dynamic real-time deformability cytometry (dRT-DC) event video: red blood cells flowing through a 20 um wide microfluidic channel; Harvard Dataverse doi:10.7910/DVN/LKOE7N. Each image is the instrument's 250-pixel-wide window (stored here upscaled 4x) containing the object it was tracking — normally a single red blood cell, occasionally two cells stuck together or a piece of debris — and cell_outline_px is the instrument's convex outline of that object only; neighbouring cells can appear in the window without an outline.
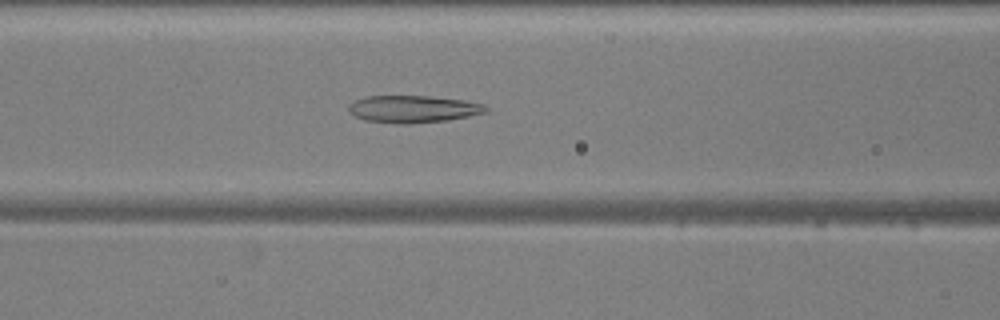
{"species": "common noctule bat (a hibernating species)", "species_latin": "Nyctalus noctula", "temperature_condition": "warm", "stored_images_in_passage": 38, "camera_frame_rate_fps": 3000, "um_per_image_px": 0.085, "animal": {"sex": "male", "body_mass_g": 20.5, "forearm_length_mm": 52.5}, "frame": {"image": 1, "passage_image": 6, "time_ms": 1.667, "image_size_px": [1000, 320], "cell_outline_px": [[488, 112], [448, 120], [408, 124], [400, 124], [364, 120], [348, 112], [348, 104], [364, 96], [428, 96], [464, 100], [484, 104], [488, 108]], "centroid_in_image_um": [35.1, 9.27], "position_along_channel_um": 131.5, "area_um2": 21.85}}
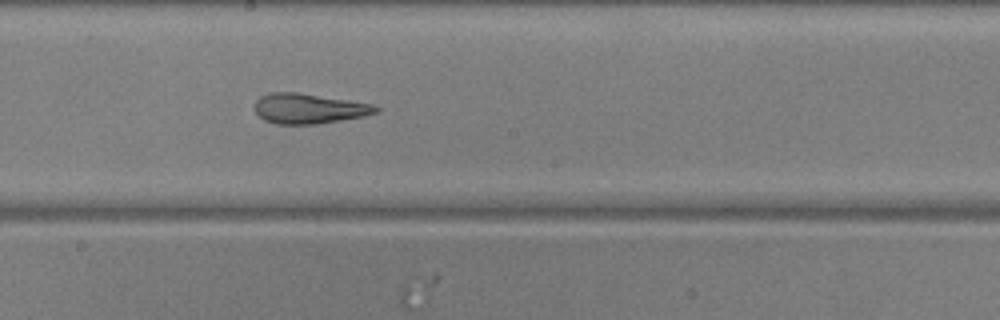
{"frame": {"image": 2, "passage_image": 13, "time_ms": 4.0, "image_size_px": [1000, 320], "cell_outline_px": [[380, 112], [364, 116], [316, 124], [276, 124], [264, 120], [256, 112], [256, 100], [260, 96], [272, 92], [296, 92], [348, 100], [372, 104], [380, 108]], "centroid_in_image_um": [26.27, 9.23], "position_along_channel_um": 221.9, "area_um2": 21.1}}
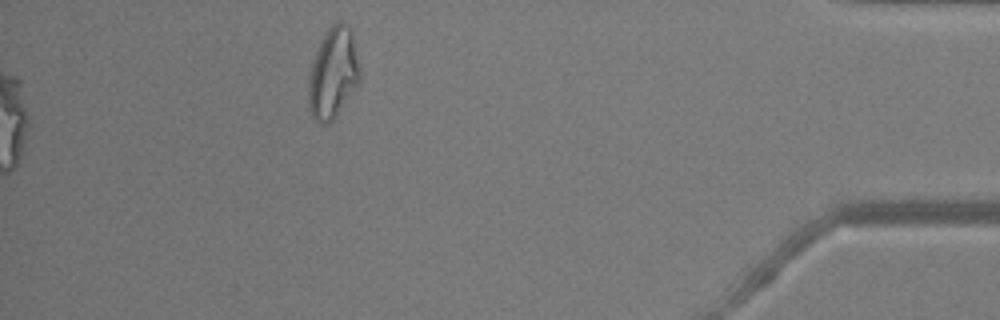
{"frame": {"image": 3, "passage_image": 38, "time_ms": 12.333, "image_size_px": [1000, 320], "cell_outline_px": [[360, 80], [336, 116], [332, 120], [324, 124], [320, 124], [312, 116], [308, 104], [308, 84], [312, 64], [320, 40], [324, 32], [336, 20], [340, 20], [348, 24], [352, 32], [360, 68]], "centroid_in_image_um": [28.31, 6.17], "position_along_channel_um": 406.9, "area_um2": 27.17}, "authors_computed_cell_mechanics": {"area_um2": 21.2126, "velocity_mm_per_s": 3.8711, "shape_relaxation_time_tau1_ms": 9.9682, "shape_relaxation_time_tau2_ms": 2.3108, "deformation_change_tau1": 0.3015, "deformation_change_tau2": 0.1393}}